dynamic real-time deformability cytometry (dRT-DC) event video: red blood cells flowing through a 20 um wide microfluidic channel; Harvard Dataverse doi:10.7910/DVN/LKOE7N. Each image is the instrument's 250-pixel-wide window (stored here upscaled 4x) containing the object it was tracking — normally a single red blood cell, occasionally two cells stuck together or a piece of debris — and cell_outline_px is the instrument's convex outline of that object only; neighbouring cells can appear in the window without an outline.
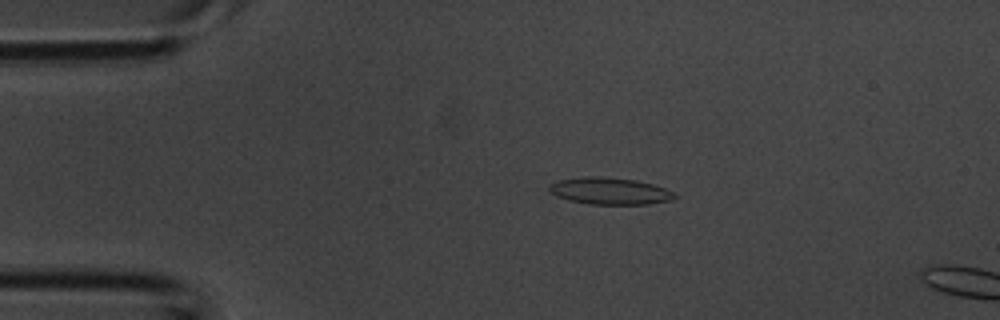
{"species": "common noctule bat (a hibernating species)", "species_latin": "Nyctalus noctula", "temperature_condition": "room temperature", "stored_images_in_passage": 4, "camera_frame_rate_fps": 3000, "um_per_image_px": 0.085, "animal": {"sex": "male", "body_mass_g": 20.1, "forearm_length_mm": 53.5}, "frame": {"image": 1, "passage_image": 3, "time_ms": 0.667, "image_size_px": [1000, 320], "cell_outline_px": [[676, 196], [672, 200], [648, 204], [588, 204], [568, 200], [556, 196], [548, 188], [548, 184], [556, 180], [584, 176], [596, 176], [636, 180], [652, 184], [664, 188], [672, 192]], "centroid_in_image_um": [51.77, 16.23], "position_along_channel_um": 33.2, "area_um2": 19.65}}